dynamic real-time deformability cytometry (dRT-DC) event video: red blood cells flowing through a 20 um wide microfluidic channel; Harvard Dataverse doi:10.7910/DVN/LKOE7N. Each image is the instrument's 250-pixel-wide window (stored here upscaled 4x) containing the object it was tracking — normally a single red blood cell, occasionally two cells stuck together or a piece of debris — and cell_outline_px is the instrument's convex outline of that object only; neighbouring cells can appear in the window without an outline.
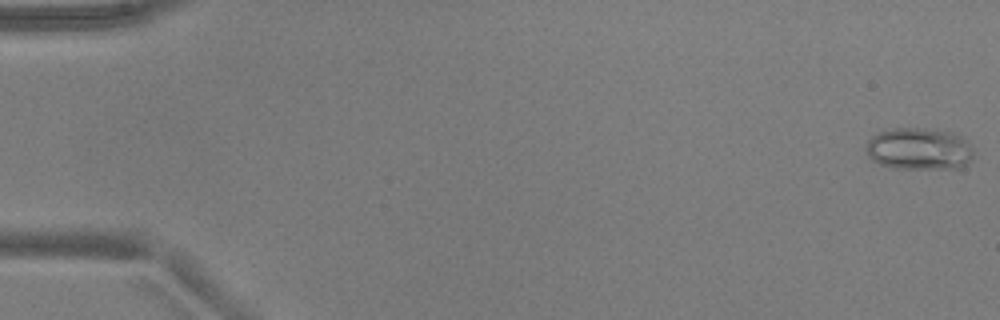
{"species": "common noctule bat (a hibernating species)", "species_latin": "Nyctalus noctula", "temperature_condition": "warm", "stored_images_in_passage": 14, "camera_frame_rate_fps": 3000, "um_per_image_px": 0.085, "animal": {"sex": "male", "body_mass_g": 17.9, "forearm_length_mm": 54.2}, "frame": {"image": 1, "passage_image": 1, "time_ms": 0.0, "image_size_px": [1000, 320], "cell_outline_px": [[972, 156], [960, 168], [892, 168], [880, 164], [872, 160], [868, 156], [864, 148], [868, 140], [872, 136], [880, 132], [892, 128], [924, 128], [948, 132], [960, 136], [972, 148]], "centroid_in_image_um": [78.05, 12.65], "position_along_channel_um": 7.0, "area_um2": 26.07}}